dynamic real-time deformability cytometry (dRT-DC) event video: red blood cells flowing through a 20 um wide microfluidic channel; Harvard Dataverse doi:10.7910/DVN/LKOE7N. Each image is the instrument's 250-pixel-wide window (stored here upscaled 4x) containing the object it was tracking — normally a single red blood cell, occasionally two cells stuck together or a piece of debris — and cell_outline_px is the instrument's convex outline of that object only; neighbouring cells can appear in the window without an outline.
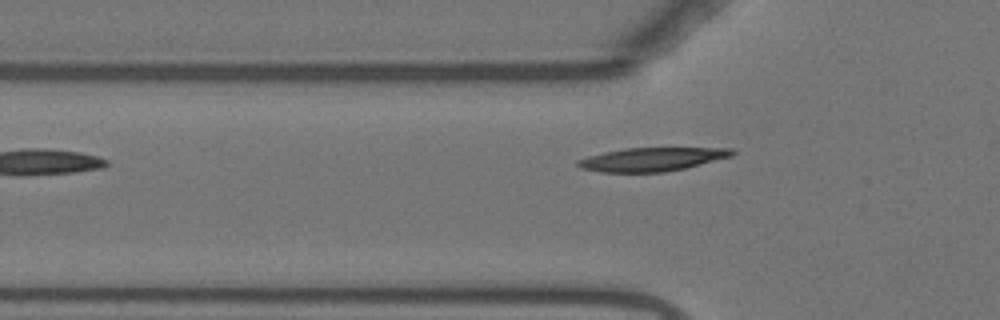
{"species": "Egyptian fruit bat (a non-hibernating species)", "species_latin": "Rousettus aegyptiacus", "temperature_condition": "warm", "stored_images_in_passage": 35, "camera_frame_rate_fps": 3000, "um_per_image_px": 0.085, "animal": {"sex": "female"}, "frame": {"image": 1, "passage_image": 3, "time_ms": 0.667, "image_size_px": [1000, 320], "cell_outline_px": [[736, 152], [732, 156], [684, 168], [664, 172], [600, 172], [584, 168], [576, 164], [576, 160], [588, 156], [604, 152], [624, 148], [732, 148]], "centroid_in_image_um": [55.41, 13.53], "position_along_channel_um": 70.4, "area_um2": 20.98}}
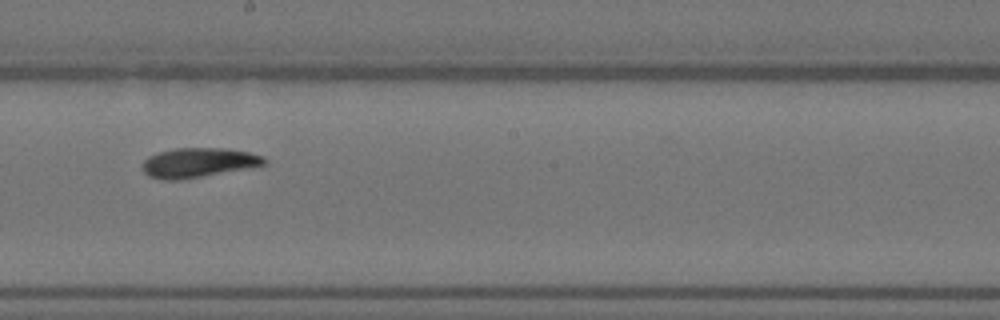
{"frame": {"image": 2, "passage_image": 16, "time_ms": 5.0, "image_size_px": [1000, 320], "cell_outline_px": [[268, 160], [264, 164], [252, 168], [180, 180], [164, 180], [148, 176], [140, 168], [144, 160], [148, 156], [160, 152], [176, 148], [224, 148], [248, 152], [264, 156]], "centroid_in_image_um": [16.86, 13.83], "position_along_channel_um": 231.3, "area_um2": 21.21}}
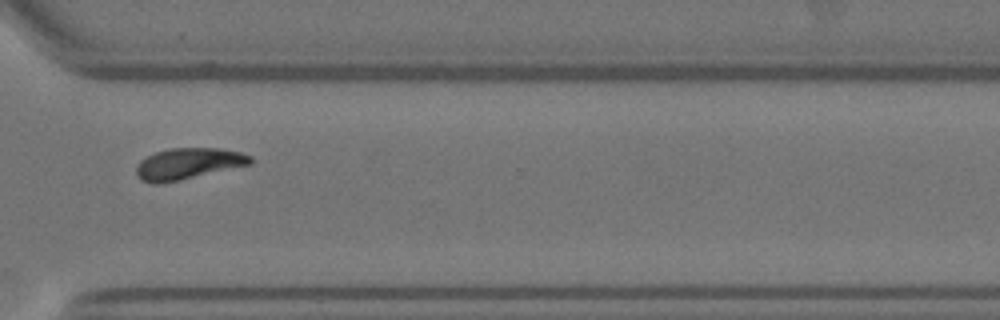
{"frame": {"image": 3, "passage_image": 26, "time_ms": 8.333, "image_size_px": [1000, 320], "cell_outline_px": [[252, 164], [180, 180], [160, 184], [152, 184], [140, 180], [136, 172], [136, 168], [140, 160], [156, 152], [168, 148], [220, 148], [240, 152], [252, 156]], "centroid_in_image_um": [15.99, 13.92], "position_along_channel_um": 354.6, "area_um2": 20.87}, "authors_computed_cell_mechanics": {"area_um2": 20.4612, "velocity_mm_per_s": 3.7, "shape_relaxation_time_tau1_ms": 4.883, "shape_relaxation_time_tau2_ms": 3.6894, "deformation_change_tau1": 0.1629, "deformation_change_tau2": 0.0868}}